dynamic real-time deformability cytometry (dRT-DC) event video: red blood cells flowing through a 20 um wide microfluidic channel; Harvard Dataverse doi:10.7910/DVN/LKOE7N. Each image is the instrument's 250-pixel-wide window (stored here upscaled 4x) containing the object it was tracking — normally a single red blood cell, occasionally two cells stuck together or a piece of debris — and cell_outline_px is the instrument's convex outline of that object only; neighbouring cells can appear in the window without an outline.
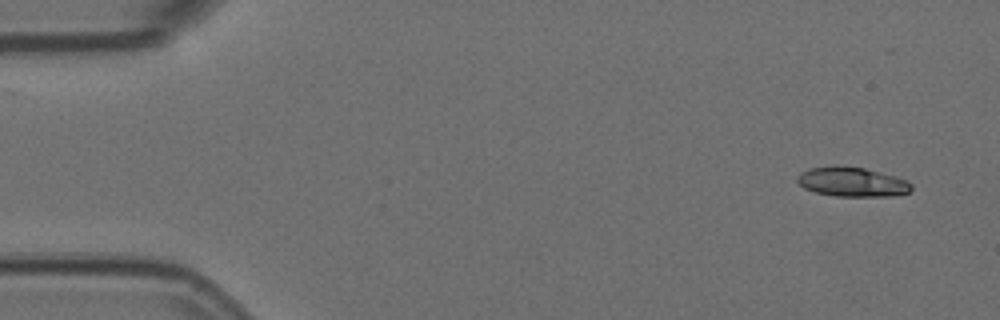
{"species": "Egyptian fruit bat (a non-hibernating species)", "species_latin": "Rousettus aegyptiacus", "temperature_condition": "room temperature", "stored_images_in_passage": 6, "camera_frame_rate_fps": 3000, "um_per_image_px": 0.085, "animal": {"sex": "female"}, "frame": {"image": 1, "passage_image": 1, "time_ms": 0.0, "image_size_px": [1000, 320], "cell_outline_px": [[912, 188], [908, 192], [892, 196], [836, 196], [816, 192], [804, 188], [796, 180], [796, 176], [800, 172], [808, 168], [836, 164], [864, 168], [896, 176], [908, 180], [912, 184]], "centroid_in_image_um": [72.4, 15.44], "position_along_channel_um": 12.6, "area_um2": 19.88}}
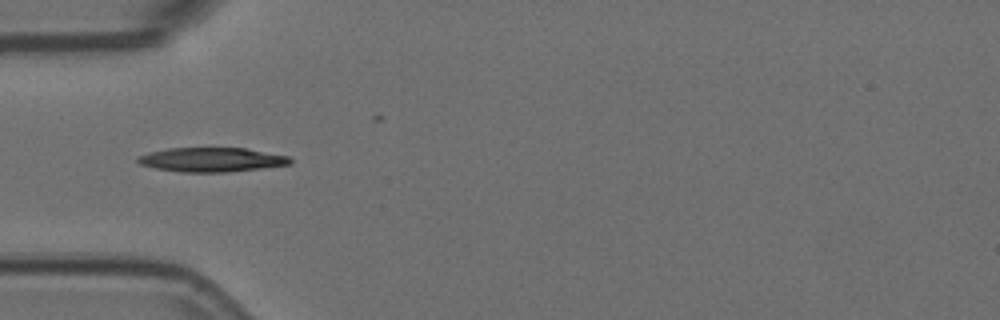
{"frame": {"image": 2, "passage_image": 5, "time_ms": 1.333, "image_size_px": [1000, 320], "cell_outline_px": [[292, 164], [228, 172], [180, 172], [156, 168], [140, 164], [136, 160], [136, 156], [148, 152], [168, 148], [244, 148], [288, 156], [292, 160]], "centroid_in_image_um": [17.95, 13.57], "position_along_channel_um": 67.1, "area_um2": 21.5}}
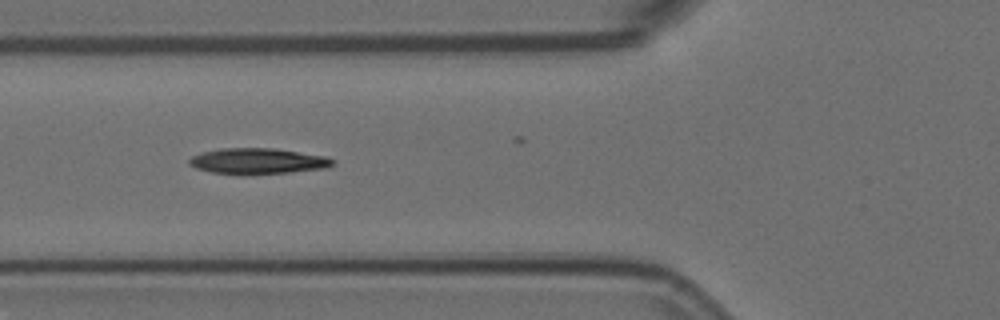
{"frame": {"image": 3, "passage_image": 6, "time_ms": 1.667, "image_size_px": [1000, 320], "cell_outline_px": [[336, 164], [328, 168], [252, 176], [212, 172], [196, 168], [188, 164], [188, 160], [192, 156], [204, 152], [220, 148], [272, 148], [324, 156], [336, 160]], "centroid_in_image_um": [21.93, 13.72], "position_along_channel_um": 103.9, "area_um2": 21.91}}